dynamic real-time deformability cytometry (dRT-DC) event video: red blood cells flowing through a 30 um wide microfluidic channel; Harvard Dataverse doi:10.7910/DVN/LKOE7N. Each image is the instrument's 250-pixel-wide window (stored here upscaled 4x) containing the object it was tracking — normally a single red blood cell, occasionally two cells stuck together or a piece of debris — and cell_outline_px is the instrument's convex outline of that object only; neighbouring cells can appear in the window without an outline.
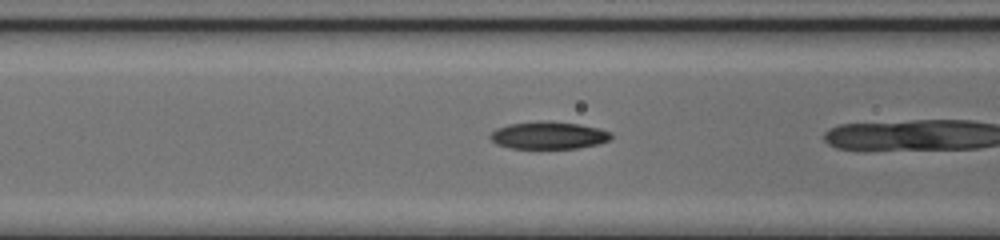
{"species": "common noctule bat (a hibernating species)", "species_latin": "Nyctalus noctula", "temperature_condition": "cold", "stored_images_in_passage": 5, "camera_frame_rate_fps": 3000, "um_per_image_px": 0.085, "animal": {"sex": "female", "body_mass_g": 17.0, "forearm_length_mm": 48.0}, "frame": {"image": 1, "passage_image": 4, "time_ms": 1.0, "image_size_px": [1000, 240], "cell_outline_px": [[612, 140], [600, 144], [580, 148], [508, 148], [496, 144], [488, 136], [496, 128], [508, 124], [540, 120], [548, 120], [580, 124], [600, 128], [612, 132]], "centroid_in_image_um": [46.67, 11.49], "position_along_channel_um": 119.9, "area_um2": 19.77}}